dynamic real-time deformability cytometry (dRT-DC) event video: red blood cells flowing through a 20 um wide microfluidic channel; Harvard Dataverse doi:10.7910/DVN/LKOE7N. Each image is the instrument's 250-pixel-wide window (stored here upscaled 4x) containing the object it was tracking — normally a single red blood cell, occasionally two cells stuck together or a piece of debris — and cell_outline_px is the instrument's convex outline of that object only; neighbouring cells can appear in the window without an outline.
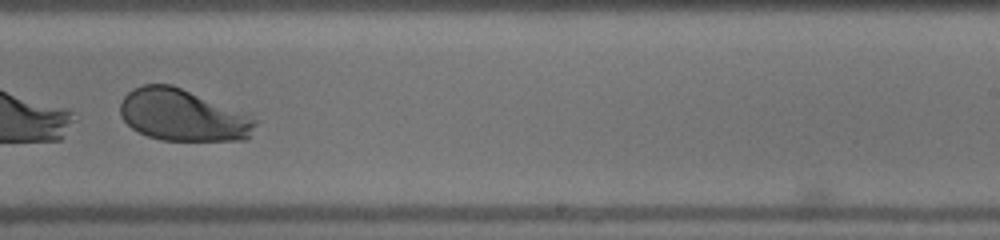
{"species": "human", "species_latin": "Homo sapiens", "temperature_condition": "warm", "stored_images_in_passage": 33, "camera_frame_rate_fps": 3000, "um_per_image_px": 0.085, "donor": {"sex": "male"}, "frame": {"image": 1, "passage_image": 19, "time_ms": 6.0, "image_size_px": [1000, 240], "cell_outline_px": [[260, 120], [248, 140], [160, 140], [148, 136], [132, 128], [120, 116], [120, 104], [124, 96], [132, 88], [144, 84], [172, 84]], "centroid_in_image_um": [15.53, 9.8], "position_along_channel_um": 273.5, "area_um2": 40.58}}